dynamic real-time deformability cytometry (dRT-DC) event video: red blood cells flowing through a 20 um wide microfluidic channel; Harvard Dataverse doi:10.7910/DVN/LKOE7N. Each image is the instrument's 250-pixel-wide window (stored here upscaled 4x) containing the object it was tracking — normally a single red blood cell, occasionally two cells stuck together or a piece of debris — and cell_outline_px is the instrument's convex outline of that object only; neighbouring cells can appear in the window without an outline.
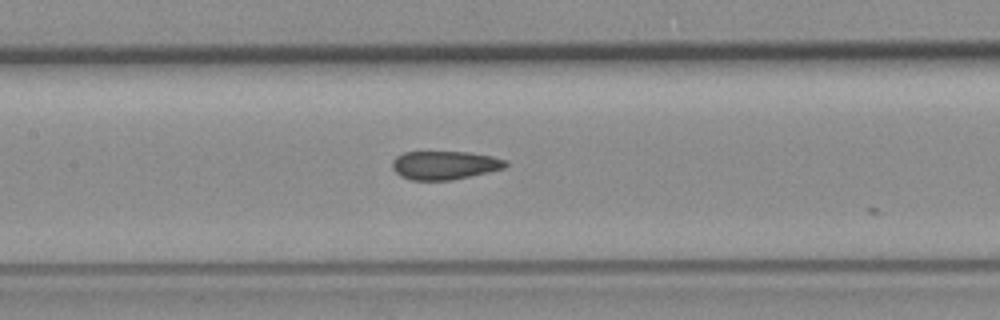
{"species": "common noctule bat (a hibernating species)", "species_latin": "Nyctalus noctula", "temperature_condition": "room temperature", "stored_images_in_passage": 11, "camera_frame_rate_fps": 3000, "um_per_image_px": 0.085, "animal": {"sex": "female", "body_mass_g": 19.3, "forearm_length_mm": 54.1}, "frame": {"image": 1, "passage_image": 8, "time_ms": 2.333, "image_size_px": [1000, 320], "cell_outline_px": [[508, 164], [504, 168], [488, 172], [452, 180], [412, 180], [400, 176], [392, 168], [392, 160], [396, 156], [404, 152], [468, 152], [492, 156], [508, 160]], "centroid_in_image_um": [37.79, 14.04], "position_along_channel_um": 169.6, "area_um2": 18.9}}